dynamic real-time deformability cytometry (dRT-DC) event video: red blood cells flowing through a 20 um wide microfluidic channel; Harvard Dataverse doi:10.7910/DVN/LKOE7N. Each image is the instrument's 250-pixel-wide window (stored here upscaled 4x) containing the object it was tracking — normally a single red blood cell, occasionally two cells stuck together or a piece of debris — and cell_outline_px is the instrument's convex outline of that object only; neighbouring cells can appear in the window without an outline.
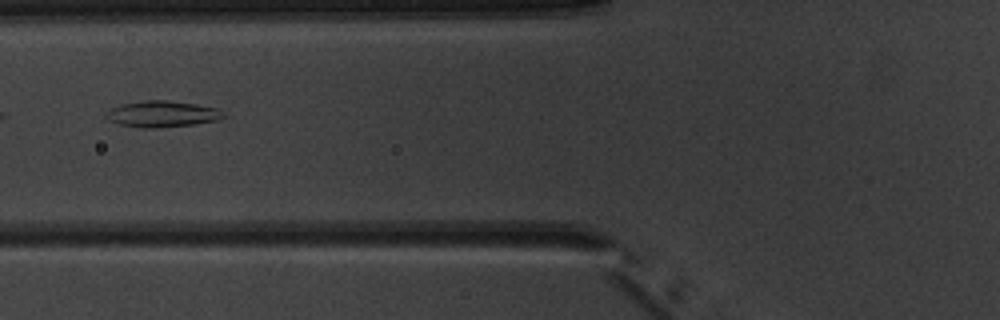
{"species": "common noctule bat (a hibernating species)", "species_latin": "Nyctalus noctula", "temperature_condition": "warm", "stored_images_in_passage": 9, "camera_frame_rate_fps": 3000, "um_per_image_px": 0.085, "animal": {"sex": "male", "body_mass_g": 20.1, "forearm_length_mm": 53.5}, "frame": {"image": 1, "passage_image": 9, "time_ms": 8.333, "image_size_px": [1000, 320], "cell_outline_px": [[224, 116], [220, 120], [192, 124], [156, 128], [144, 128], [120, 124], [108, 120], [104, 116], [104, 112], [108, 108], [120, 104], [144, 100], [168, 100], [196, 104], [216, 108], [224, 112]], "centroid_in_image_um": [13.72, 9.68], "position_along_channel_um": 112.1, "area_um2": 18.09}}